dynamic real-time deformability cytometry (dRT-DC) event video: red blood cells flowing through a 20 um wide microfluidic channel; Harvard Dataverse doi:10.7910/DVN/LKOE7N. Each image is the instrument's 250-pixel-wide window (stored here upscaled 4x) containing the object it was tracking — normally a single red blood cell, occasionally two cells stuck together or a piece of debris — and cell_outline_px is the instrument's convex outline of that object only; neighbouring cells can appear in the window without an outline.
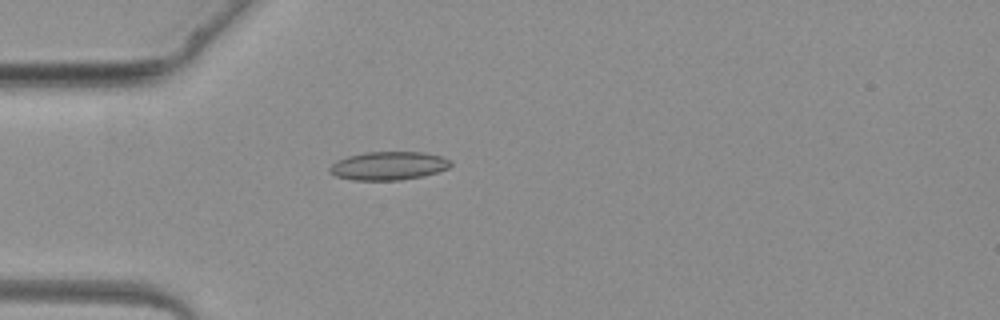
{"species": "common noctule bat (a hibernating species)", "species_latin": "Nyctalus noctula", "temperature_condition": "warm", "stored_images_in_passage": 4, "camera_frame_rate_fps": 3000, "um_per_image_px": 0.085, "animal": {"sex": "female", "body_mass_g": 19.3, "forearm_length_mm": 54.1}, "frame": {"image": 1, "passage_image": 4, "time_ms": 3.667, "image_size_px": [1000, 320], "cell_outline_px": [[452, 164], [448, 168], [424, 176], [400, 180], [352, 180], [336, 176], [328, 172], [328, 168], [336, 160], [348, 156], [364, 152], [424, 152], [440, 156], [452, 160]], "centroid_in_image_um": [33.01, 14.09], "position_along_channel_um": 52.0, "area_um2": 20.17}}